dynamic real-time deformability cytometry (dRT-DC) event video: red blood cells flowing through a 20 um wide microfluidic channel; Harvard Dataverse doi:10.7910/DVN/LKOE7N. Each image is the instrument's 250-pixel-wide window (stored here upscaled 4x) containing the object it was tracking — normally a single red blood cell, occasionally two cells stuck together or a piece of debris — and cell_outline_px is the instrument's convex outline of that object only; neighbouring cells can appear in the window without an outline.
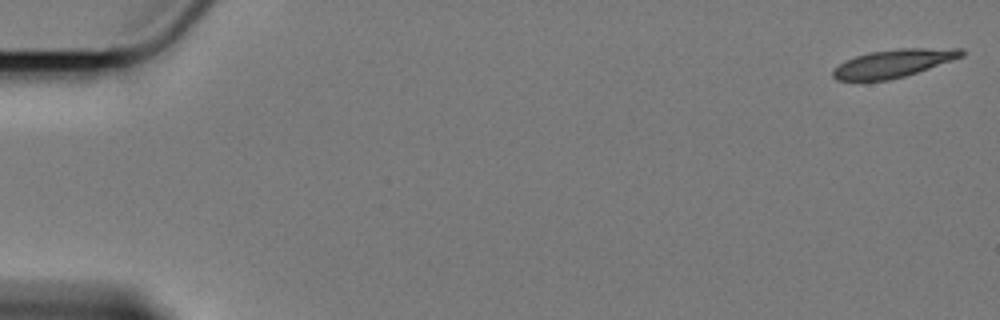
{"species": "Egyptian fruit bat (a non-hibernating species)", "species_latin": "Rousettus aegyptiacus", "temperature_condition": "cold", "stored_images_in_passage": 23, "camera_frame_rate_fps": 3000, "um_per_image_px": 0.085, "animal": {"sex": "female"}, "frame": {"image": 1, "passage_image": 1, "time_ms": 0.0, "image_size_px": [1000, 320], "cell_outline_px": [[964, 56], [904, 76], [888, 80], [836, 80], [832, 76], [832, 68], [844, 60], [868, 52], [896, 48], [964, 48]], "centroid_in_image_um": [75.9, 5.36], "position_along_channel_um": 9.1, "area_um2": 20.98}}
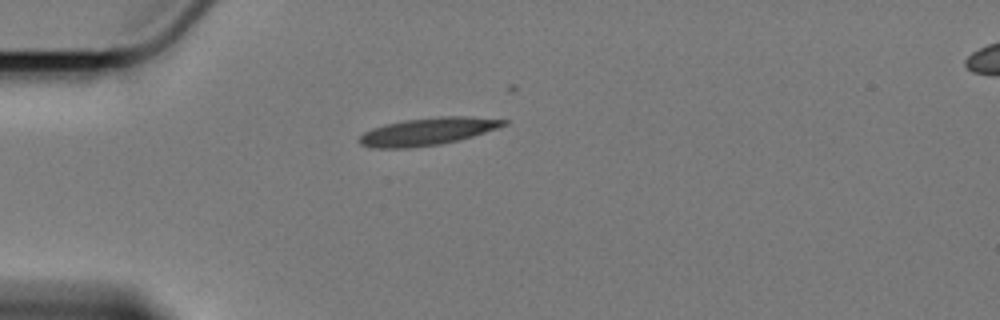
{"frame": {"image": 2, "passage_image": 16, "time_ms": 5.0, "image_size_px": [1000, 320], "cell_outline_px": [[508, 124], [472, 136], [440, 144], [408, 148], [372, 148], [360, 144], [360, 136], [364, 132], [372, 128], [384, 124], [404, 120], [440, 116], [468, 116], [508, 120]], "centroid_in_image_um": [36.32, 11.17], "position_along_channel_um": 48.7, "area_um2": 22.89}}
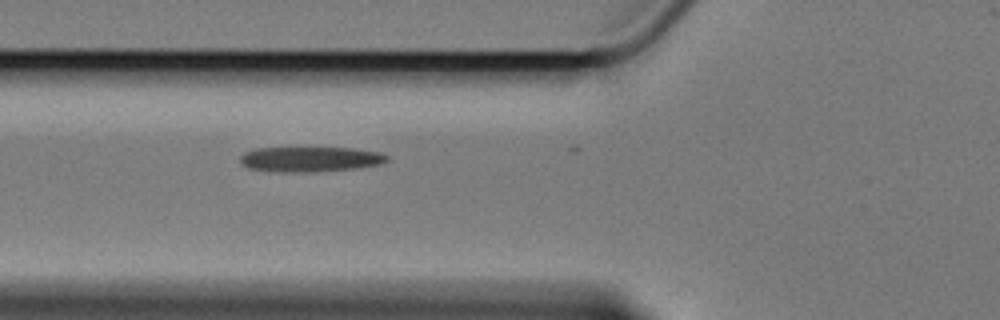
{"frame": {"image": 3, "passage_image": 22, "time_ms": 7.0, "image_size_px": [1000, 320], "cell_outline_px": [[388, 160], [380, 164], [352, 168], [312, 172], [280, 172], [248, 168], [240, 164], [240, 156], [244, 152], [256, 148], [352, 148], [380, 152], [388, 156]], "centroid_in_image_um": [26.32, 13.53], "position_along_channel_um": 99.5, "area_um2": 21.39}}